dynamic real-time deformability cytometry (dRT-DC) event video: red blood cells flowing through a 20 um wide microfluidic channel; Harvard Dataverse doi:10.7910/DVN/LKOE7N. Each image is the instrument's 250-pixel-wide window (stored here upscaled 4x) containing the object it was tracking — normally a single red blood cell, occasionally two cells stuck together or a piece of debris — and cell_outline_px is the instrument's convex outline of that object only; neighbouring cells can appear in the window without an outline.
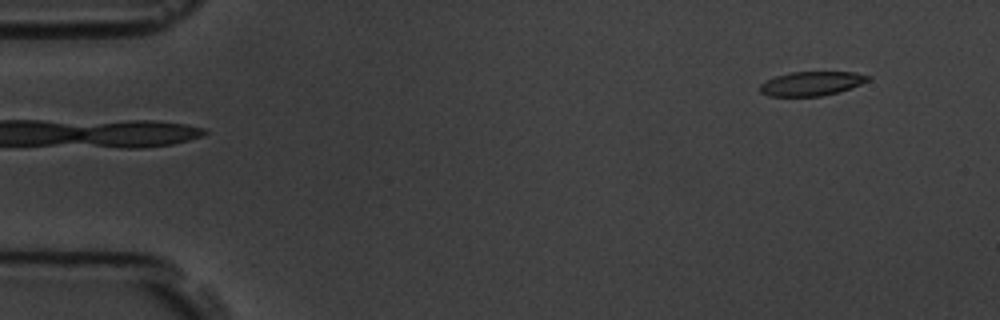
{"species": "common noctule bat (a hibernating species)", "species_latin": "Nyctalus noctula", "temperature_condition": "room temperature", "stored_images_in_passage": 5, "segment_of_instrument_passage": [2, 2], "camera_frame_rate_fps": 3000, "um_per_image_px": 0.085, "animal": {"sex": "male", "body_mass_g": 19.5, "forearm_length_mm": 54.6}, "frame": {"image": 1, "passage_image": 5, "time_ms": 5.333, "image_size_px": [1000, 320], "cell_outline_px": [[872, 76], [868, 80], [860, 84], [840, 92], [820, 96], [768, 96], [760, 92], [760, 84], [776, 76], [792, 72], [856, 72]], "centroid_in_image_um": [68.99, 7.1], "position_along_channel_um": 16.0, "area_um2": 15.14}}